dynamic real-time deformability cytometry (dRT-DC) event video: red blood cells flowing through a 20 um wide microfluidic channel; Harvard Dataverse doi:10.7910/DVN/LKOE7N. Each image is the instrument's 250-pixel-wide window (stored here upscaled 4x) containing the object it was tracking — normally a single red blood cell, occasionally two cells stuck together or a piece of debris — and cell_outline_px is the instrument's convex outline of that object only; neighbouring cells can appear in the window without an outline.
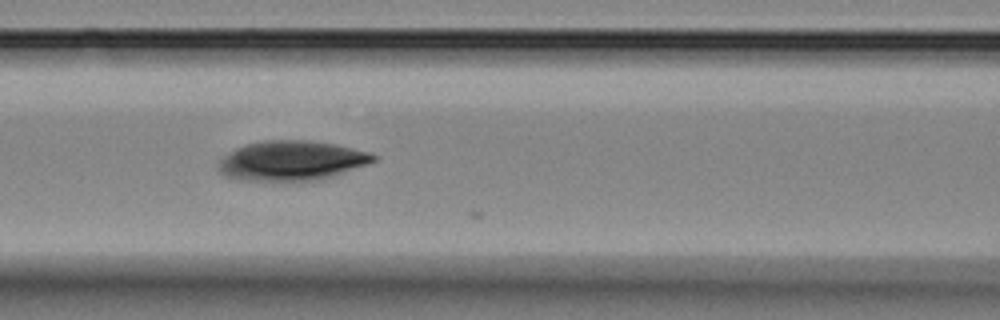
{"species": "Egyptian fruit bat (a non-hibernating species)", "species_latin": "Rousettus aegyptiacus", "temperature_condition": "room temperature", "stored_images_in_passage": 4, "camera_frame_rate_fps": 3000, "um_per_image_px": 0.085, "animal": {"sex": "female"}, "frame": {"image": 1, "passage_image": 4, "time_ms": 3.333, "image_size_px": [1000, 320], "cell_outline_px": [[376, 160], [332, 176], [320, 180], [236, 180], [224, 176], [216, 168], [216, 164], [224, 156], [236, 148], [248, 144], [264, 140], [304, 140], [332, 144], [352, 148], [368, 152], [376, 156]], "centroid_in_image_um": [24.7, 13.66], "position_along_channel_um": 141.9, "area_um2": 35.43}}